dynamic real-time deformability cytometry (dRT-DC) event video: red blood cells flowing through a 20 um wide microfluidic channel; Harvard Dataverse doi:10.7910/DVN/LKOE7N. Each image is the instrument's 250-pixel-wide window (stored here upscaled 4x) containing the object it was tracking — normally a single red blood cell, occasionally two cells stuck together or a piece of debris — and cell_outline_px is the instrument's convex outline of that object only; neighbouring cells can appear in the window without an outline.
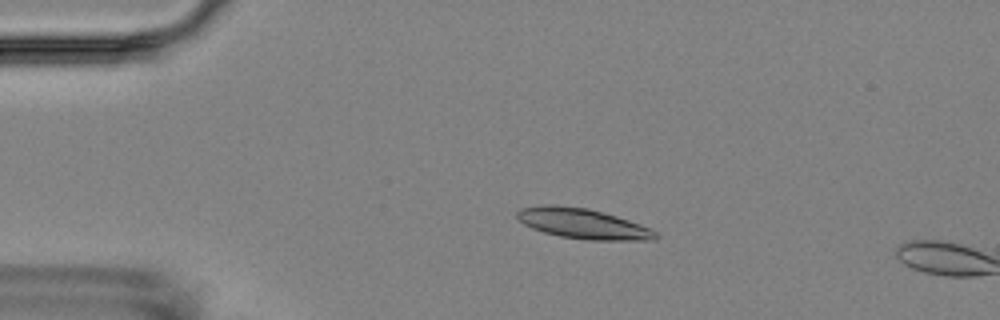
{"species": "Egyptian fruit bat (a non-hibernating species)", "species_latin": "Rousettus aegyptiacus", "temperature_condition": "room temperature", "stored_images_in_passage": 4, "camera_frame_rate_fps": 3000, "um_per_image_px": 0.085, "animal": {"sex": "female"}, "frame": {"image": 1, "passage_image": 3, "time_ms": 2.333, "image_size_px": [1000, 320], "cell_outline_px": [[660, 236], [656, 240], [588, 240], [560, 236], [544, 232], [532, 228], [524, 224], [516, 216], [516, 212], [520, 208], [544, 204], [556, 204], [588, 208], [604, 212], [652, 228]], "centroid_in_image_um": [49.56, 19.0], "position_along_channel_um": 35.4, "area_um2": 24.62}}